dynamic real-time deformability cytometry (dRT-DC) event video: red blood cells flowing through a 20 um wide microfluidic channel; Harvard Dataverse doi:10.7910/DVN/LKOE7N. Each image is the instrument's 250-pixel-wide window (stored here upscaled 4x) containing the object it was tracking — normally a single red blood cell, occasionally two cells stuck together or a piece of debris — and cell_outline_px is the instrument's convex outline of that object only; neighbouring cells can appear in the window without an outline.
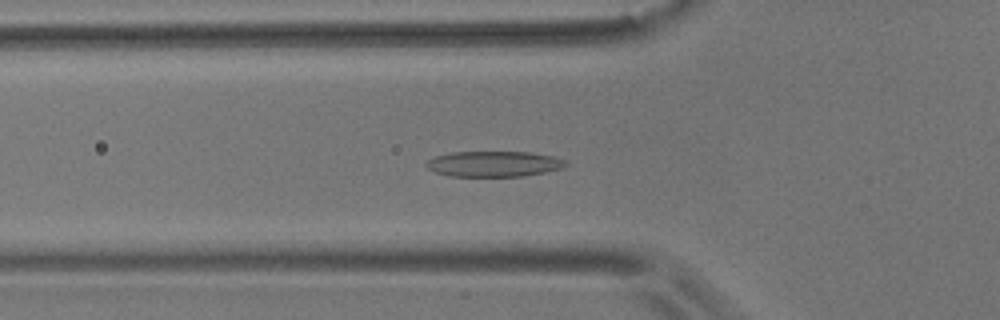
{"species": "common noctule bat (a hibernating species)", "species_latin": "Nyctalus noctula", "temperature_condition": "room temperature", "stored_images_in_passage": 56, "camera_frame_rate_fps": 3000, "um_per_image_px": 0.085, "animal": {"sex": "male", "body_mass_g": 17.9}, "frame": {"image": 1, "passage_image": 19, "time_ms": 6.0, "image_size_px": [1000, 320], "cell_outline_px": [[568, 164], [564, 168], [524, 176], [448, 176], [436, 172], [428, 168], [424, 164], [428, 160], [436, 156], [452, 152], [528, 152], [552, 156], [564, 160]], "centroid_in_image_um": [41.97, 13.93], "position_along_channel_um": 83.8, "area_um2": 20.69}}
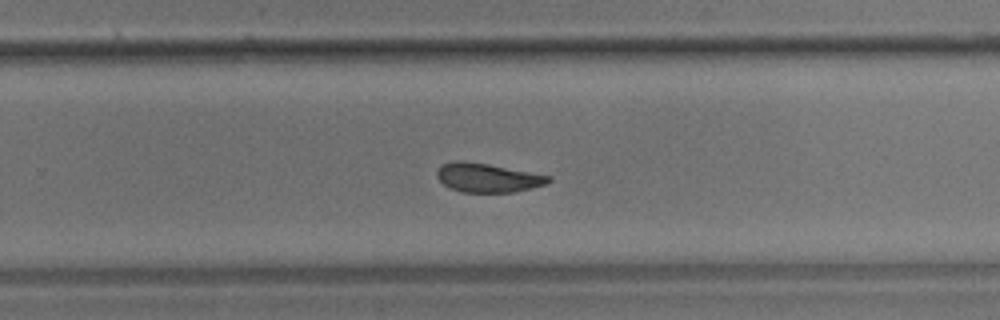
{"frame": {"image": 2, "passage_image": 36, "time_ms": 11.667, "image_size_px": [1000, 320], "cell_outline_px": [[552, 180], [544, 184], [532, 188], [512, 192], [464, 192], [452, 188], [444, 184], [436, 176], [436, 172], [444, 164], [456, 160], [464, 160], [488, 164], [552, 176]], "centroid_in_image_um": [41.47, 15.1], "position_along_channel_um": 288.3, "area_um2": 18.61}}
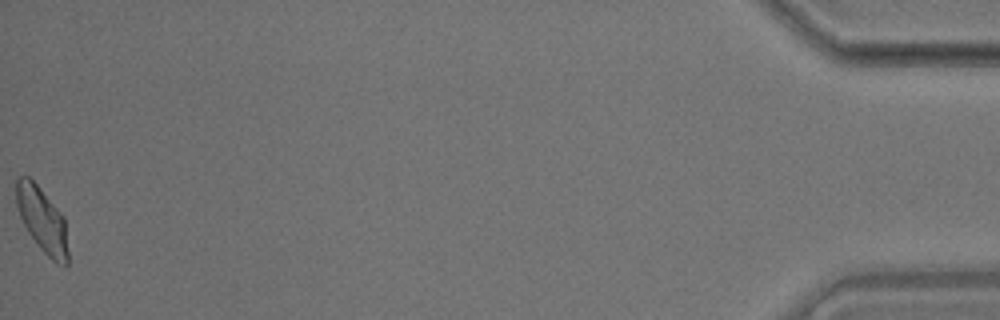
{"frame": {"image": 3, "passage_image": 56, "time_ms": 18.333, "image_size_px": [1000, 320], "cell_outline_px": [[68, 264], [64, 268], [56, 264], [40, 248], [28, 232], [20, 216], [16, 204], [16, 176], [28, 176], [36, 184], [64, 216], [68, 252]], "centroid_in_image_um": [3.6, 18.72], "position_along_channel_um": 431.6, "area_um2": 19.59}, "authors_computed_cell_mechanics": {"area_um2": 19.9121, "velocity_mm_per_s": 3.6088, "shape_relaxation_time_tau1_ms": 6.2363, "shape_relaxation_time_tau2_ms": 2.2834, "deformation_change_tau1": 0.1625, "deformation_change_tau2": 0.0899}}